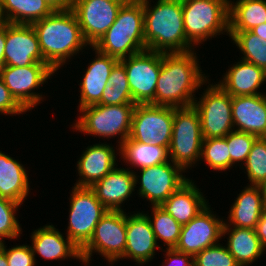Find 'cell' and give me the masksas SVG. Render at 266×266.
<instances>
[{
    "label": "cell",
    "mask_w": 266,
    "mask_h": 266,
    "mask_svg": "<svg viewBox=\"0 0 266 266\" xmlns=\"http://www.w3.org/2000/svg\"><path fill=\"white\" fill-rule=\"evenodd\" d=\"M250 185L266 180V137H257L244 164Z\"/></svg>",
    "instance_id": "e575fe53"
},
{
    "label": "cell",
    "mask_w": 266,
    "mask_h": 266,
    "mask_svg": "<svg viewBox=\"0 0 266 266\" xmlns=\"http://www.w3.org/2000/svg\"><path fill=\"white\" fill-rule=\"evenodd\" d=\"M5 242L0 243V248L5 252L8 266H34L36 258L33 254L32 247L29 245H17L9 249L6 248Z\"/></svg>",
    "instance_id": "f35d334b"
},
{
    "label": "cell",
    "mask_w": 266,
    "mask_h": 266,
    "mask_svg": "<svg viewBox=\"0 0 266 266\" xmlns=\"http://www.w3.org/2000/svg\"><path fill=\"white\" fill-rule=\"evenodd\" d=\"M20 203L13 200L0 197V243L4 242L3 239H17L22 234L16 216Z\"/></svg>",
    "instance_id": "d590c367"
},
{
    "label": "cell",
    "mask_w": 266,
    "mask_h": 266,
    "mask_svg": "<svg viewBox=\"0 0 266 266\" xmlns=\"http://www.w3.org/2000/svg\"><path fill=\"white\" fill-rule=\"evenodd\" d=\"M208 204L203 193L189 179L160 207L183 226L196 217Z\"/></svg>",
    "instance_id": "484cf974"
},
{
    "label": "cell",
    "mask_w": 266,
    "mask_h": 266,
    "mask_svg": "<svg viewBox=\"0 0 266 266\" xmlns=\"http://www.w3.org/2000/svg\"><path fill=\"white\" fill-rule=\"evenodd\" d=\"M234 130L266 137V93L232 97Z\"/></svg>",
    "instance_id": "7402d4cb"
},
{
    "label": "cell",
    "mask_w": 266,
    "mask_h": 266,
    "mask_svg": "<svg viewBox=\"0 0 266 266\" xmlns=\"http://www.w3.org/2000/svg\"><path fill=\"white\" fill-rule=\"evenodd\" d=\"M6 25L0 28V70L5 66Z\"/></svg>",
    "instance_id": "f6af8a7d"
},
{
    "label": "cell",
    "mask_w": 266,
    "mask_h": 266,
    "mask_svg": "<svg viewBox=\"0 0 266 266\" xmlns=\"http://www.w3.org/2000/svg\"><path fill=\"white\" fill-rule=\"evenodd\" d=\"M95 51V59L89 63L82 82H80L79 109L98 104L101 101L103 90L108 84V79L119 59L103 54L90 46Z\"/></svg>",
    "instance_id": "ffe728a7"
},
{
    "label": "cell",
    "mask_w": 266,
    "mask_h": 266,
    "mask_svg": "<svg viewBox=\"0 0 266 266\" xmlns=\"http://www.w3.org/2000/svg\"><path fill=\"white\" fill-rule=\"evenodd\" d=\"M134 109L135 104L87 106L79 110V120H75L72 127L99 138H119L120 135L118 143L121 145L129 137Z\"/></svg>",
    "instance_id": "8992f818"
},
{
    "label": "cell",
    "mask_w": 266,
    "mask_h": 266,
    "mask_svg": "<svg viewBox=\"0 0 266 266\" xmlns=\"http://www.w3.org/2000/svg\"><path fill=\"white\" fill-rule=\"evenodd\" d=\"M207 205L189 223L181 227V234L175 250L193 257L221 240L224 222Z\"/></svg>",
    "instance_id": "2e32d148"
},
{
    "label": "cell",
    "mask_w": 266,
    "mask_h": 266,
    "mask_svg": "<svg viewBox=\"0 0 266 266\" xmlns=\"http://www.w3.org/2000/svg\"><path fill=\"white\" fill-rule=\"evenodd\" d=\"M135 187V172L116 166L90 188L108 211H121V204L129 199Z\"/></svg>",
    "instance_id": "d6986e66"
},
{
    "label": "cell",
    "mask_w": 266,
    "mask_h": 266,
    "mask_svg": "<svg viewBox=\"0 0 266 266\" xmlns=\"http://www.w3.org/2000/svg\"><path fill=\"white\" fill-rule=\"evenodd\" d=\"M165 251V257L167 258L164 260L165 263H162V266H193L192 255L179 252L174 248H166Z\"/></svg>",
    "instance_id": "7bdbcfd3"
},
{
    "label": "cell",
    "mask_w": 266,
    "mask_h": 266,
    "mask_svg": "<svg viewBox=\"0 0 266 266\" xmlns=\"http://www.w3.org/2000/svg\"><path fill=\"white\" fill-rule=\"evenodd\" d=\"M54 10H68L71 8V0H45Z\"/></svg>",
    "instance_id": "bcb514c9"
},
{
    "label": "cell",
    "mask_w": 266,
    "mask_h": 266,
    "mask_svg": "<svg viewBox=\"0 0 266 266\" xmlns=\"http://www.w3.org/2000/svg\"><path fill=\"white\" fill-rule=\"evenodd\" d=\"M0 266H8L5 252L0 248Z\"/></svg>",
    "instance_id": "c3c4849f"
},
{
    "label": "cell",
    "mask_w": 266,
    "mask_h": 266,
    "mask_svg": "<svg viewBox=\"0 0 266 266\" xmlns=\"http://www.w3.org/2000/svg\"><path fill=\"white\" fill-rule=\"evenodd\" d=\"M126 234V247L120 259H133L142 265L153 259L156 249H161L143 211L127 215Z\"/></svg>",
    "instance_id": "ac0fdd59"
},
{
    "label": "cell",
    "mask_w": 266,
    "mask_h": 266,
    "mask_svg": "<svg viewBox=\"0 0 266 266\" xmlns=\"http://www.w3.org/2000/svg\"><path fill=\"white\" fill-rule=\"evenodd\" d=\"M196 55L194 50L162 53V65L155 89V105L178 108L194 104L197 99L194 93L203 84H209L207 76L202 74Z\"/></svg>",
    "instance_id": "6da1fadb"
},
{
    "label": "cell",
    "mask_w": 266,
    "mask_h": 266,
    "mask_svg": "<svg viewBox=\"0 0 266 266\" xmlns=\"http://www.w3.org/2000/svg\"><path fill=\"white\" fill-rule=\"evenodd\" d=\"M55 72L46 63H35L25 67L4 66L0 70V77L15 98V100L29 111L40 104L42 94H37L38 89Z\"/></svg>",
    "instance_id": "4fadbf2b"
},
{
    "label": "cell",
    "mask_w": 266,
    "mask_h": 266,
    "mask_svg": "<svg viewBox=\"0 0 266 266\" xmlns=\"http://www.w3.org/2000/svg\"><path fill=\"white\" fill-rule=\"evenodd\" d=\"M266 23V0H229V31H250Z\"/></svg>",
    "instance_id": "f546056e"
},
{
    "label": "cell",
    "mask_w": 266,
    "mask_h": 266,
    "mask_svg": "<svg viewBox=\"0 0 266 266\" xmlns=\"http://www.w3.org/2000/svg\"><path fill=\"white\" fill-rule=\"evenodd\" d=\"M67 237L81 250L91 239L95 227L108 209L90 187L75 186L70 194Z\"/></svg>",
    "instance_id": "9c48e42d"
},
{
    "label": "cell",
    "mask_w": 266,
    "mask_h": 266,
    "mask_svg": "<svg viewBox=\"0 0 266 266\" xmlns=\"http://www.w3.org/2000/svg\"><path fill=\"white\" fill-rule=\"evenodd\" d=\"M260 189H261V192H262V195H263V198H264V201L266 203V180H264L260 185H259Z\"/></svg>",
    "instance_id": "f907efd6"
},
{
    "label": "cell",
    "mask_w": 266,
    "mask_h": 266,
    "mask_svg": "<svg viewBox=\"0 0 266 266\" xmlns=\"http://www.w3.org/2000/svg\"><path fill=\"white\" fill-rule=\"evenodd\" d=\"M7 24L6 18L3 14V10L0 6V28L4 27Z\"/></svg>",
    "instance_id": "681fc988"
},
{
    "label": "cell",
    "mask_w": 266,
    "mask_h": 266,
    "mask_svg": "<svg viewBox=\"0 0 266 266\" xmlns=\"http://www.w3.org/2000/svg\"><path fill=\"white\" fill-rule=\"evenodd\" d=\"M27 112L12 96L0 77V114L20 115Z\"/></svg>",
    "instance_id": "ab89813d"
},
{
    "label": "cell",
    "mask_w": 266,
    "mask_h": 266,
    "mask_svg": "<svg viewBox=\"0 0 266 266\" xmlns=\"http://www.w3.org/2000/svg\"><path fill=\"white\" fill-rule=\"evenodd\" d=\"M266 81V71L253 63L240 60L233 64L219 84L231 97L260 95L261 85Z\"/></svg>",
    "instance_id": "603a6c76"
},
{
    "label": "cell",
    "mask_w": 266,
    "mask_h": 266,
    "mask_svg": "<svg viewBox=\"0 0 266 266\" xmlns=\"http://www.w3.org/2000/svg\"><path fill=\"white\" fill-rule=\"evenodd\" d=\"M126 226L127 213L124 210L108 211L96 225L89 242L80 250V262L88 266L94 252L110 264L120 260L126 247Z\"/></svg>",
    "instance_id": "ba28073f"
},
{
    "label": "cell",
    "mask_w": 266,
    "mask_h": 266,
    "mask_svg": "<svg viewBox=\"0 0 266 266\" xmlns=\"http://www.w3.org/2000/svg\"><path fill=\"white\" fill-rule=\"evenodd\" d=\"M225 137L203 139L200 160L213 170L226 171L230 168V153Z\"/></svg>",
    "instance_id": "836d02e7"
},
{
    "label": "cell",
    "mask_w": 266,
    "mask_h": 266,
    "mask_svg": "<svg viewBox=\"0 0 266 266\" xmlns=\"http://www.w3.org/2000/svg\"><path fill=\"white\" fill-rule=\"evenodd\" d=\"M250 31L266 41V23L255 26Z\"/></svg>",
    "instance_id": "7dc6e473"
},
{
    "label": "cell",
    "mask_w": 266,
    "mask_h": 266,
    "mask_svg": "<svg viewBox=\"0 0 266 266\" xmlns=\"http://www.w3.org/2000/svg\"><path fill=\"white\" fill-rule=\"evenodd\" d=\"M100 105H120L134 104L131 92H123V90L112 89L110 84H107L103 90Z\"/></svg>",
    "instance_id": "60d3db41"
},
{
    "label": "cell",
    "mask_w": 266,
    "mask_h": 266,
    "mask_svg": "<svg viewBox=\"0 0 266 266\" xmlns=\"http://www.w3.org/2000/svg\"><path fill=\"white\" fill-rule=\"evenodd\" d=\"M117 149L122 159L126 161L125 163L139 169L171 161L169 148L140 143L129 137L121 145H118Z\"/></svg>",
    "instance_id": "f1b7e54d"
},
{
    "label": "cell",
    "mask_w": 266,
    "mask_h": 266,
    "mask_svg": "<svg viewBox=\"0 0 266 266\" xmlns=\"http://www.w3.org/2000/svg\"><path fill=\"white\" fill-rule=\"evenodd\" d=\"M233 43L240 49L242 60L266 71V41L251 31H229Z\"/></svg>",
    "instance_id": "1f68e13d"
},
{
    "label": "cell",
    "mask_w": 266,
    "mask_h": 266,
    "mask_svg": "<svg viewBox=\"0 0 266 266\" xmlns=\"http://www.w3.org/2000/svg\"><path fill=\"white\" fill-rule=\"evenodd\" d=\"M108 84H110L112 89L131 92L125 67L120 62H118L112 69Z\"/></svg>",
    "instance_id": "b9f144b4"
},
{
    "label": "cell",
    "mask_w": 266,
    "mask_h": 266,
    "mask_svg": "<svg viewBox=\"0 0 266 266\" xmlns=\"http://www.w3.org/2000/svg\"><path fill=\"white\" fill-rule=\"evenodd\" d=\"M140 170V177L135 172V185L138 181L140 184L137 193L152 206H160L189 180L183 175L185 171L172 161Z\"/></svg>",
    "instance_id": "5bb4252c"
},
{
    "label": "cell",
    "mask_w": 266,
    "mask_h": 266,
    "mask_svg": "<svg viewBox=\"0 0 266 266\" xmlns=\"http://www.w3.org/2000/svg\"><path fill=\"white\" fill-rule=\"evenodd\" d=\"M23 164L0 151V197L22 204L30 185Z\"/></svg>",
    "instance_id": "4316f807"
},
{
    "label": "cell",
    "mask_w": 266,
    "mask_h": 266,
    "mask_svg": "<svg viewBox=\"0 0 266 266\" xmlns=\"http://www.w3.org/2000/svg\"><path fill=\"white\" fill-rule=\"evenodd\" d=\"M226 233L225 246L240 266H250L265 252L255 229L223 226L222 236Z\"/></svg>",
    "instance_id": "83f0119b"
},
{
    "label": "cell",
    "mask_w": 266,
    "mask_h": 266,
    "mask_svg": "<svg viewBox=\"0 0 266 266\" xmlns=\"http://www.w3.org/2000/svg\"><path fill=\"white\" fill-rule=\"evenodd\" d=\"M93 47L119 60L146 50L143 2L131 0L122 5L115 22Z\"/></svg>",
    "instance_id": "277c9868"
},
{
    "label": "cell",
    "mask_w": 266,
    "mask_h": 266,
    "mask_svg": "<svg viewBox=\"0 0 266 266\" xmlns=\"http://www.w3.org/2000/svg\"><path fill=\"white\" fill-rule=\"evenodd\" d=\"M256 138V135L237 130H233L227 135V145L230 153L231 168L236 162L238 164L239 162H243L242 164H245Z\"/></svg>",
    "instance_id": "74e56055"
},
{
    "label": "cell",
    "mask_w": 266,
    "mask_h": 266,
    "mask_svg": "<svg viewBox=\"0 0 266 266\" xmlns=\"http://www.w3.org/2000/svg\"><path fill=\"white\" fill-rule=\"evenodd\" d=\"M209 85L193 104L200 117L203 139L225 137L234 130L232 97L219 84Z\"/></svg>",
    "instance_id": "30bf717a"
},
{
    "label": "cell",
    "mask_w": 266,
    "mask_h": 266,
    "mask_svg": "<svg viewBox=\"0 0 266 266\" xmlns=\"http://www.w3.org/2000/svg\"><path fill=\"white\" fill-rule=\"evenodd\" d=\"M119 62L125 67L134 104L155 105L162 53L146 49L122 58Z\"/></svg>",
    "instance_id": "7c38bea8"
},
{
    "label": "cell",
    "mask_w": 266,
    "mask_h": 266,
    "mask_svg": "<svg viewBox=\"0 0 266 266\" xmlns=\"http://www.w3.org/2000/svg\"><path fill=\"white\" fill-rule=\"evenodd\" d=\"M255 230L262 246L266 250V208L261 214V217L259 219V222L257 223Z\"/></svg>",
    "instance_id": "ee69618b"
},
{
    "label": "cell",
    "mask_w": 266,
    "mask_h": 266,
    "mask_svg": "<svg viewBox=\"0 0 266 266\" xmlns=\"http://www.w3.org/2000/svg\"><path fill=\"white\" fill-rule=\"evenodd\" d=\"M5 66L25 67L45 63L32 24H6Z\"/></svg>",
    "instance_id": "e0dca14e"
},
{
    "label": "cell",
    "mask_w": 266,
    "mask_h": 266,
    "mask_svg": "<svg viewBox=\"0 0 266 266\" xmlns=\"http://www.w3.org/2000/svg\"><path fill=\"white\" fill-rule=\"evenodd\" d=\"M33 254L40 255L45 260H63L69 258L78 259L80 250L66 236L59 232L53 225H45L32 232Z\"/></svg>",
    "instance_id": "cb8c5ba5"
},
{
    "label": "cell",
    "mask_w": 266,
    "mask_h": 266,
    "mask_svg": "<svg viewBox=\"0 0 266 266\" xmlns=\"http://www.w3.org/2000/svg\"><path fill=\"white\" fill-rule=\"evenodd\" d=\"M112 0H71V10L76 15L82 35L90 46L106 33L115 22L122 5Z\"/></svg>",
    "instance_id": "9a60e30c"
},
{
    "label": "cell",
    "mask_w": 266,
    "mask_h": 266,
    "mask_svg": "<svg viewBox=\"0 0 266 266\" xmlns=\"http://www.w3.org/2000/svg\"><path fill=\"white\" fill-rule=\"evenodd\" d=\"M152 215L144 213L151 224L157 241H163L167 249L175 248L181 234V225L160 206H152ZM159 239V240H158Z\"/></svg>",
    "instance_id": "d6a6232c"
},
{
    "label": "cell",
    "mask_w": 266,
    "mask_h": 266,
    "mask_svg": "<svg viewBox=\"0 0 266 266\" xmlns=\"http://www.w3.org/2000/svg\"><path fill=\"white\" fill-rule=\"evenodd\" d=\"M45 63L56 72L66 61L79 54L85 41L76 15L71 9L55 10L51 15L32 23Z\"/></svg>",
    "instance_id": "7a4b0ae2"
},
{
    "label": "cell",
    "mask_w": 266,
    "mask_h": 266,
    "mask_svg": "<svg viewBox=\"0 0 266 266\" xmlns=\"http://www.w3.org/2000/svg\"><path fill=\"white\" fill-rule=\"evenodd\" d=\"M141 1L146 49L160 53H184L194 49L185 35L182 0H158L153 7L150 0Z\"/></svg>",
    "instance_id": "3957f363"
},
{
    "label": "cell",
    "mask_w": 266,
    "mask_h": 266,
    "mask_svg": "<svg viewBox=\"0 0 266 266\" xmlns=\"http://www.w3.org/2000/svg\"><path fill=\"white\" fill-rule=\"evenodd\" d=\"M111 144L98 143L88 146L77 162L79 179L74 184L79 187H91L105 177L116 165V153Z\"/></svg>",
    "instance_id": "44dd1931"
},
{
    "label": "cell",
    "mask_w": 266,
    "mask_h": 266,
    "mask_svg": "<svg viewBox=\"0 0 266 266\" xmlns=\"http://www.w3.org/2000/svg\"><path fill=\"white\" fill-rule=\"evenodd\" d=\"M7 23L32 24L55 10L45 0H0Z\"/></svg>",
    "instance_id": "4dcf8cb0"
},
{
    "label": "cell",
    "mask_w": 266,
    "mask_h": 266,
    "mask_svg": "<svg viewBox=\"0 0 266 266\" xmlns=\"http://www.w3.org/2000/svg\"><path fill=\"white\" fill-rule=\"evenodd\" d=\"M193 266H240L226 246L217 243L193 257Z\"/></svg>",
    "instance_id": "8d00e7d4"
},
{
    "label": "cell",
    "mask_w": 266,
    "mask_h": 266,
    "mask_svg": "<svg viewBox=\"0 0 266 266\" xmlns=\"http://www.w3.org/2000/svg\"><path fill=\"white\" fill-rule=\"evenodd\" d=\"M115 1L117 3H129L131 0H112Z\"/></svg>",
    "instance_id": "816d5d0a"
},
{
    "label": "cell",
    "mask_w": 266,
    "mask_h": 266,
    "mask_svg": "<svg viewBox=\"0 0 266 266\" xmlns=\"http://www.w3.org/2000/svg\"><path fill=\"white\" fill-rule=\"evenodd\" d=\"M203 143L200 117L197 109L174 107L172 137L169 145L170 160L184 171L201 161Z\"/></svg>",
    "instance_id": "52a82bcc"
},
{
    "label": "cell",
    "mask_w": 266,
    "mask_h": 266,
    "mask_svg": "<svg viewBox=\"0 0 266 266\" xmlns=\"http://www.w3.org/2000/svg\"><path fill=\"white\" fill-rule=\"evenodd\" d=\"M182 10L186 39L193 46L229 35V0H182Z\"/></svg>",
    "instance_id": "5b68a950"
},
{
    "label": "cell",
    "mask_w": 266,
    "mask_h": 266,
    "mask_svg": "<svg viewBox=\"0 0 266 266\" xmlns=\"http://www.w3.org/2000/svg\"><path fill=\"white\" fill-rule=\"evenodd\" d=\"M230 208L229 222H224V226L255 229L266 208L259 185L249 184L242 189Z\"/></svg>",
    "instance_id": "d4e9b609"
},
{
    "label": "cell",
    "mask_w": 266,
    "mask_h": 266,
    "mask_svg": "<svg viewBox=\"0 0 266 266\" xmlns=\"http://www.w3.org/2000/svg\"><path fill=\"white\" fill-rule=\"evenodd\" d=\"M174 107L137 104L132 116L129 138L140 143L169 148Z\"/></svg>",
    "instance_id": "8fae6325"
}]
</instances>
